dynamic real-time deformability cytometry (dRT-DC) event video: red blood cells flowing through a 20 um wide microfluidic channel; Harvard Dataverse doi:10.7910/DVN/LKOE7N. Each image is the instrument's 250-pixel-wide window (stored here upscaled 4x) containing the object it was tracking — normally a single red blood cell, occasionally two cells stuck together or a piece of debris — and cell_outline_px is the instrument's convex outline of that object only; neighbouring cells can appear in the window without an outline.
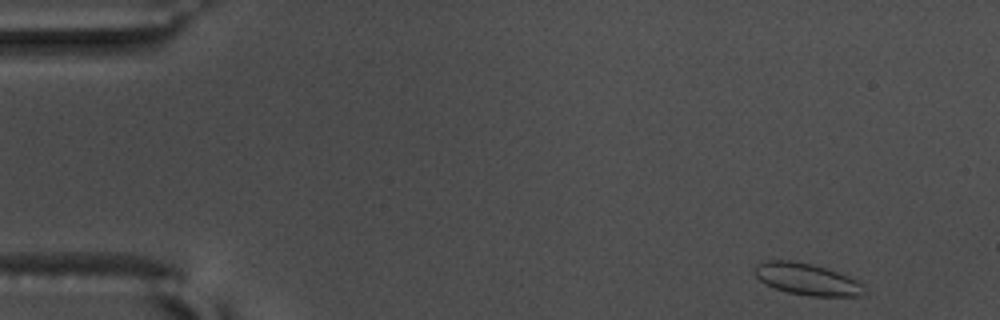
{"species": "common noctule bat (a hibernating species)", "species_latin": "Nyctalus noctula", "temperature_condition": "warm", "stored_images_in_passage": 54, "camera_frame_rate_fps": 3000, "um_per_image_px": 0.085, "animal": {"sex": "male", "body_mass_g": 17.5, "forearm_length_mm": 52.3}, "frame": {"image": 1, "passage_image": 2, "time_ms": 0.333, "image_size_px": [1000, 320], "cell_outline_px": [[864, 292], [860, 296], [808, 296], [788, 292], [776, 288], [760, 280], [756, 276], [756, 264], [764, 260], [792, 260], [812, 264], [848, 276], [856, 280], [860, 284]], "centroid_in_image_um": [68.56, 23.72], "position_along_channel_um": 16.4, "area_um2": 19.83}}
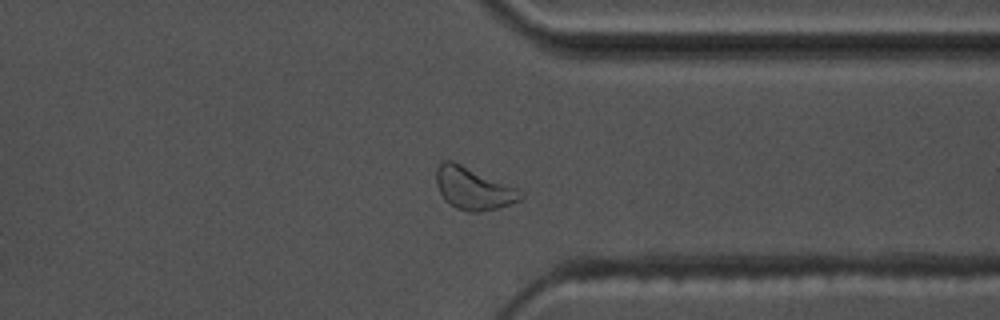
{"frame": {"image": 2, "passage_image": 41, "time_ms": 13.333, "image_size_px": [1000, 320], "cell_outline_px": [[524, 196], [520, 200], [496, 208], [480, 212], [468, 212], [456, 208], [448, 204], [444, 200], [436, 184], [436, 168], [444, 160], [452, 160], [516, 188]], "centroid_in_image_um": [40.18, 16.03], "position_along_channel_um": 371.2, "area_um2": 20.52}}
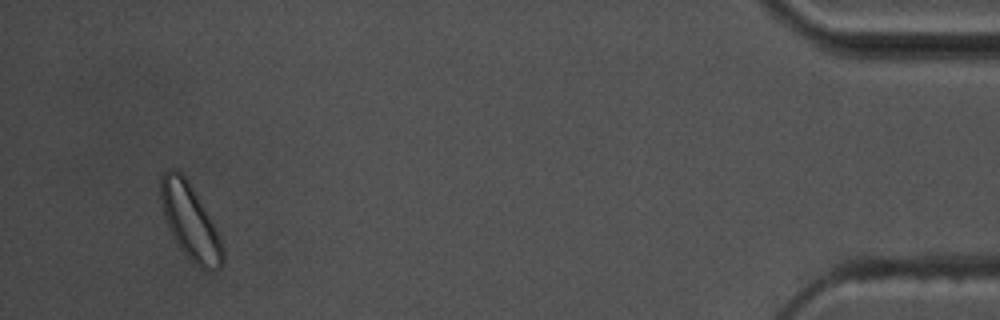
{"frame": {"image": 3, "passage_image": 51, "time_ms": 16.667, "image_size_px": [1000, 320], "cell_outline_px": [[224, 260], [220, 268], [208, 272], [200, 268], [180, 248], [164, 216], [160, 196], [160, 176], [168, 168], [172, 168], [180, 172], [188, 180], [204, 208], [224, 248]], "centroid_in_image_um": [16.15, 18.83], "position_along_channel_um": 419.1, "area_um2": 26.53}, "authors_computed_cell_mechanics": {"area_um2": 18.7272, "velocity_mm_per_s": 3.6179, "shape_relaxation_time_tau1_ms": 1.3009, "shape_relaxation_time_tau2_ms": null, "deformation_change_tau1": 0.062, "deformation_change_tau2": null}}